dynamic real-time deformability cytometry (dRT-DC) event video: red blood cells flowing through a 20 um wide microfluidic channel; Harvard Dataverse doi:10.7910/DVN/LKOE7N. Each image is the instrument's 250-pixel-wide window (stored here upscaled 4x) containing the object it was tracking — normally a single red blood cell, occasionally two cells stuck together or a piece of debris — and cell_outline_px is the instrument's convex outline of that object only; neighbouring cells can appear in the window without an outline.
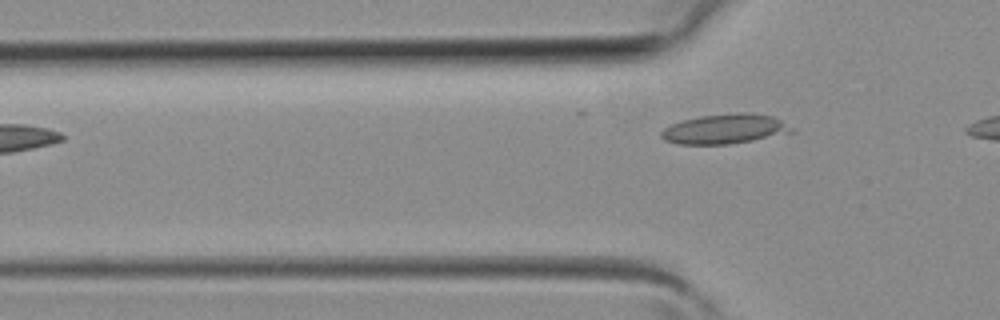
{"species": "common noctule bat (a hibernating species)", "species_latin": "Nyctalus noctula", "temperature_condition": "room temperature", "stored_images_in_passage": 2, "camera_frame_rate_fps": 3000, "um_per_image_px": 0.085, "animal": {"sex": "female", "body_mass_g": 19.3, "forearm_length_mm": 54.1}, "frame": {"image": 1, "passage_image": 2, "time_ms": 0.333, "image_size_px": [1000, 320], "cell_outline_px": [[796, 132], [752, 140], [728, 144], [676, 144], [664, 140], [660, 136], [660, 132], [664, 128], [672, 124], [684, 120], [700, 116], [740, 112], [748, 112], [772, 116], [796, 128]], "centroid_in_image_um": [61.64, 10.96], "position_along_channel_um": 64.2, "area_um2": 22.66}}